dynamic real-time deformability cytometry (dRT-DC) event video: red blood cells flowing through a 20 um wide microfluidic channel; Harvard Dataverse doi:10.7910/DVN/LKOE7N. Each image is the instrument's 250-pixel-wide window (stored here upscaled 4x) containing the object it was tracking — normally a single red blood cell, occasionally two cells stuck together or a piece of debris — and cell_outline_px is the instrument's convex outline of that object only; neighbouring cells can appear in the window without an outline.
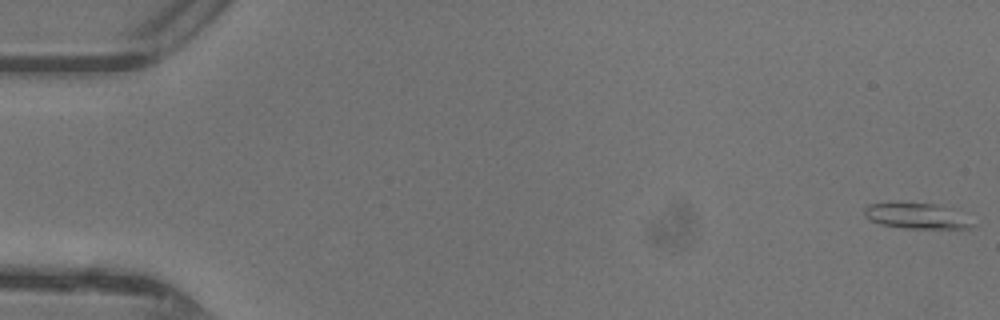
{"species": "common noctule bat (a hibernating species)", "species_latin": "Nyctalus noctula", "temperature_condition": "warm", "stored_images_in_passage": 47, "camera_frame_rate_fps": 3000, "um_per_image_px": 0.085, "animal": {"sex": "female"}, "frame": {"image": 1, "passage_image": 1, "time_ms": 0.0, "image_size_px": [1000, 320], "cell_outline_px": [[976, 224], [972, 228], [904, 228], [880, 224], [868, 220], [864, 216], [864, 208], [868, 204], [900, 200], [936, 204], [952, 208]], "centroid_in_image_um": [77.84, 18.31], "position_along_channel_um": 7.2, "area_um2": 16.82}}
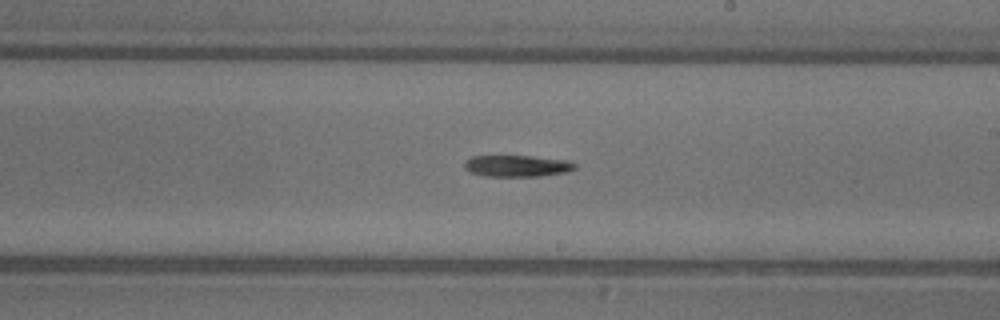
{"frame": {"image": 2, "passage_image": 28, "time_ms": 9.0, "image_size_px": [1000, 320], "cell_outline_px": [[576, 168], [568, 172], [540, 176], [484, 176], [472, 172], [464, 168], [464, 164], [472, 156], [532, 156], [564, 160], [576, 164]], "centroid_in_image_um": [43.97, 14.11], "position_along_channel_um": 245.0, "area_um2": 13.7}}
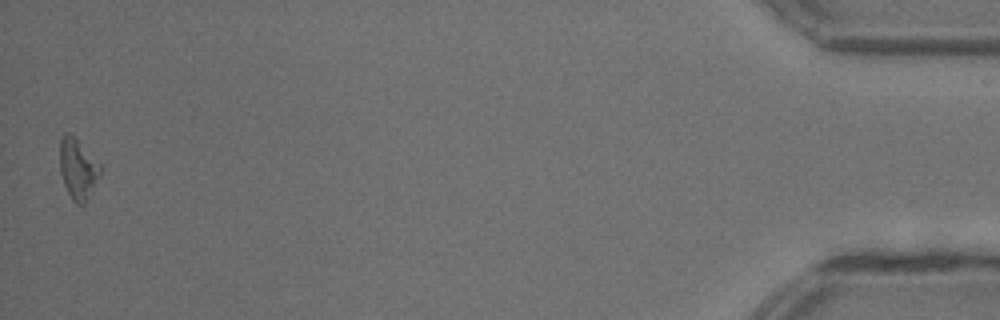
{"frame": {"image": 3, "passage_image": 47, "time_ms": 15.333, "image_size_px": [1000, 320], "cell_outline_px": [[100, 172], [88, 200], [84, 204], [76, 204], [72, 200], [64, 184], [60, 172], [60, 140], [64, 132], [72, 132], [76, 136], [100, 164]], "centroid_in_image_um": [6.6, 14.3], "position_along_channel_um": 428.6, "area_um2": 14.39}}